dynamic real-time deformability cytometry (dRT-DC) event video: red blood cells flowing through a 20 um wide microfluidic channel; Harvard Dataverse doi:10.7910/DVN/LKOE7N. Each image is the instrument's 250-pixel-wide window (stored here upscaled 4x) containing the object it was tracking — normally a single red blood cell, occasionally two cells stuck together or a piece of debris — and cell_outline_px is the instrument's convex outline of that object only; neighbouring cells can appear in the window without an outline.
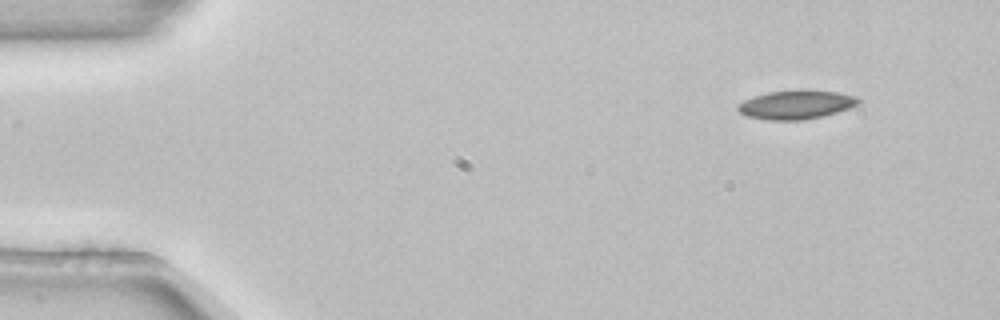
{"species": "common noctule bat (a hibernating species)", "species_latin": "Nyctalus noctula", "temperature_condition": "room temperature", "stored_images_in_passage": 4, "camera_frame_rate_fps": 3000, "um_per_image_px": 0.085, "animal": {"sex": "female", "body_mass_g": 22.7, "forearm_length_mm": 54.2}, "frame": {"image": 1, "passage_image": 1, "time_ms": 0.0, "image_size_px": [1000, 320], "cell_outline_px": [[860, 100], [856, 104], [848, 108], [824, 116], [800, 120], [768, 120], [748, 116], [740, 112], [736, 108], [736, 104], [752, 96], [768, 92], [836, 92], [856, 96]], "centroid_in_image_um": [67.6, 8.93], "position_along_channel_um": 17.4, "area_um2": 19.48}}
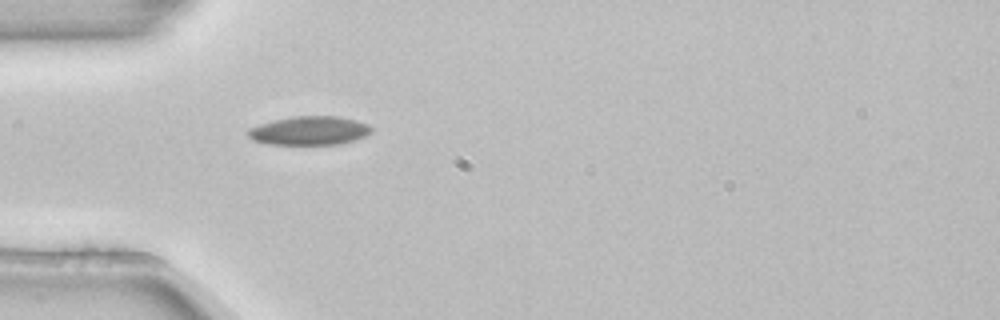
{"frame": {"image": 2, "passage_image": 4, "time_ms": 1.0, "image_size_px": [1000, 320], "cell_outline_px": [[372, 132], [364, 136], [340, 144], [268, 144], [252, 140], [244, 132], [248, 128], [260, 124], [276, 120], [296, 116], [340, 116], [356, 120], [368, 124], [372, 128]], "centroid_in_image_um": [26.28, 11.1], "position_along_channel_um": 58.7, "area_um2": 20.63}}